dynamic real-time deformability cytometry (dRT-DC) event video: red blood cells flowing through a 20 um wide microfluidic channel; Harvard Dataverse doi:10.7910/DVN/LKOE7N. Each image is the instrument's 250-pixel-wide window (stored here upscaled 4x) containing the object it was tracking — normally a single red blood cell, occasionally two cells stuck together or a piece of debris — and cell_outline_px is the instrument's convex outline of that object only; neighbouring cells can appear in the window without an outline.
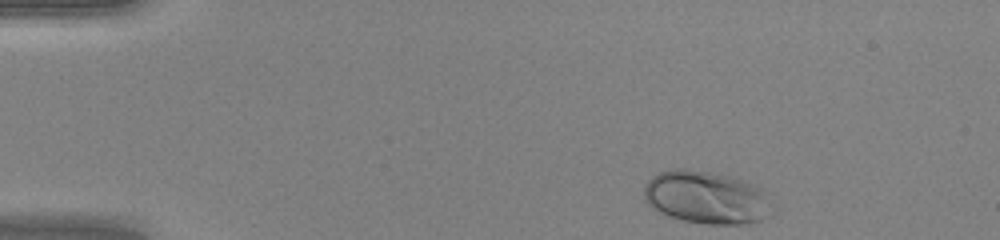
{"species": "human", "species_latin": "Homo sapiens", "temperature_condition": "warm", "stored_images_in_passage": 42, "camera_frame_rate_fps": 3000, "um_per_image_px": 0.085, "donor": {"sex": "female"}, "frame": {"image": 1, "passage_image": 1, "time_ms": 0.0, "image_size_px": [1000, 240], "cell_outline_px": [[760, 220], [740, 224], [708, 224], [684, 220], [668, 216], [652, 208], [644, 200], [644, 184], [652, 176], [660, 172], [672, 168], [688, 168], [728, 176], [744, 180], [760, 188]], "centroid_in_image_um": [59.76, 16.74], "position_along_channel_um": 25.2, "area_um2": 37.69}}
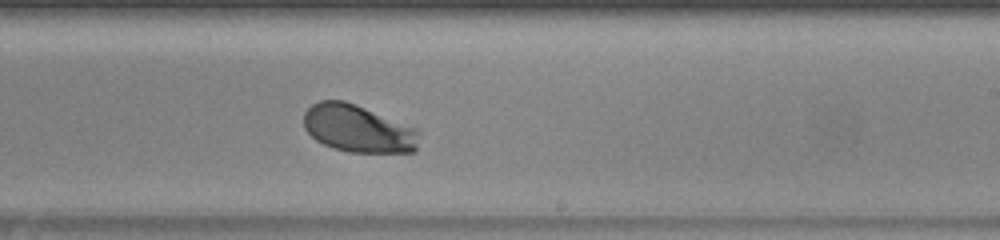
{"frame": {"image": 2, "passage_image": 24, "time_ms": 7.667, "image_size_px": [1000, 240], "cell_outline_px": [[420, 132], [416, 152], [348, 152], [332, 148], [316, 140], [304, 128], [304, 112], [312, 104], [320, 100], [344, 100], [416, 128]], "centroid_in_image_um": [30.43, 10.94], "position_along_channel_um": 258.6, "area_um2": 31.85}}
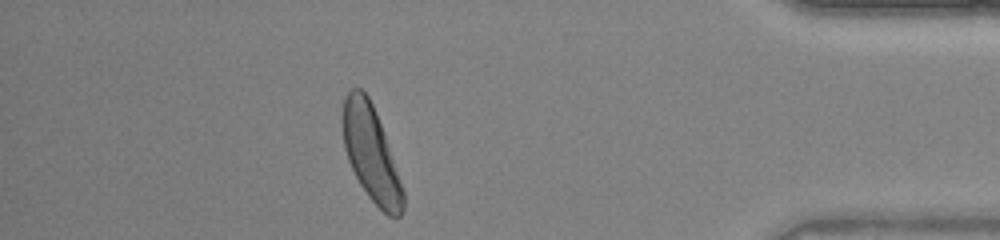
{"frame": {"image": 3, "passage_image": 37, "time_ms": 12.0, "image_size_px": [1000, 240], "cell_outline_px": [[404, 208], [400, 216], [396, 220], [388, 216], [368, 196], [360, 184], [348, 160], [344, 148], [340, 120], [344, 96], [352, 88], [360, 88], [368, 96], [376, 112], [384, 132], [404, 192]], "centroid_in_image_um": [31.51, 13.03], "position_along_channel_um": 403.7, "area_um2": 33.7}, "authors_computed_cell_mechanics": {"area_um2": 32.5125, "velocity_mm_per_s": 4.2286, "shape_relaxation_time_tau1_ms": 1.6433, "shape_relaxation_time_tau2_ms": null, "deformation_change_tau1": 0.14, "deformation_change_tau2": null}}